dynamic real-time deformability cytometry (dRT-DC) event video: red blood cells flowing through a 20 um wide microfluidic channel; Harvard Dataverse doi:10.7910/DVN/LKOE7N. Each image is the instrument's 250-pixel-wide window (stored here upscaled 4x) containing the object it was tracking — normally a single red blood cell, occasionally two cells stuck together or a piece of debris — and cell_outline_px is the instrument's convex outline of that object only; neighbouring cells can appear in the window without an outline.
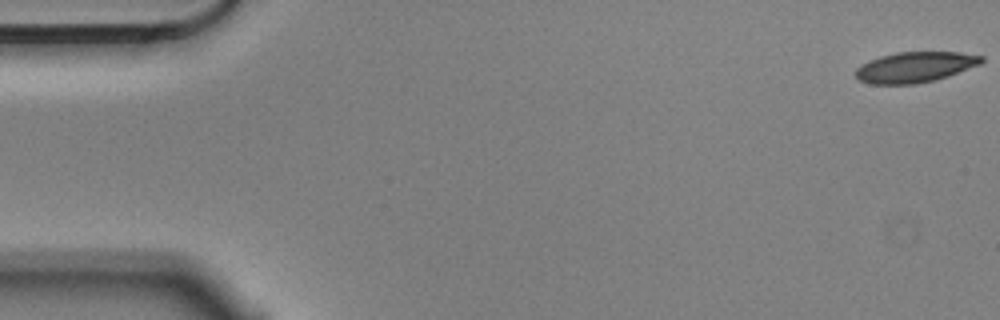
{"species": "Egyptian fruit bat (a non-hibernating species)", "species_latin": "Rousettus aegyptiacus", "temperature_condition": "cold", "stored_images_in_passage": 6, "camera_frame_rate_fps": 3000, "um_per_image_px": 0.085, "animal": {"sex": "male"}, "frame": {"image": 1, "passage_image": 1, "time_ms": 0.0, "image_size_px": [1000, 320], "cell_outline_px": [[984, 60], [980, 64], [948, 76], [916, 84], [872, 84], [860, 80], [856, 76], [856, 68], [860, 64], [868, 60], [880, 56], [896, 52], [960, 52], [984, 56]], "centroid_in_image_um": [77.77, 5.69], "position_along_channel_um": 7.2, "area_um2": 22.37}}
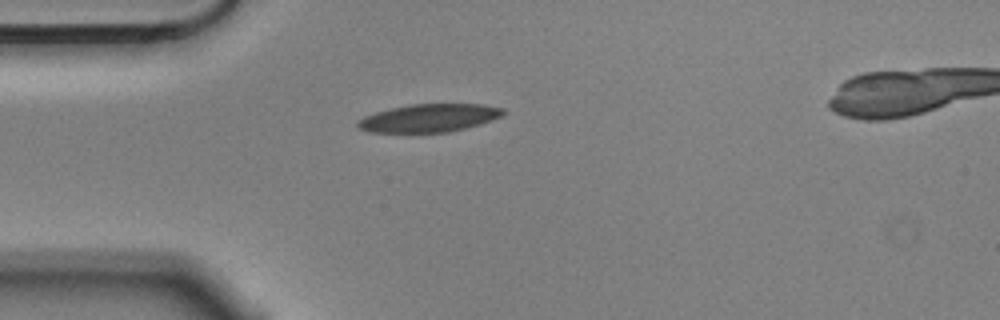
{"frame": {"image": 2, "passage_image": 5, "time_ms": 1.333, "image_size_px": [1000, 320], "cell_outline_px": [[504, 112], [500, 116], [492, 120], [480, 124], [448, 132], [368, 132], [360, 128], [356, 124], [364, 116], [376, 112], [392, 108], [412, 104], [480, 104], [504, 108]], "centroid_in_image_um": [36.48, 10.03], "position_along_channel_um": 48.5, "area_um2": 23.41}}